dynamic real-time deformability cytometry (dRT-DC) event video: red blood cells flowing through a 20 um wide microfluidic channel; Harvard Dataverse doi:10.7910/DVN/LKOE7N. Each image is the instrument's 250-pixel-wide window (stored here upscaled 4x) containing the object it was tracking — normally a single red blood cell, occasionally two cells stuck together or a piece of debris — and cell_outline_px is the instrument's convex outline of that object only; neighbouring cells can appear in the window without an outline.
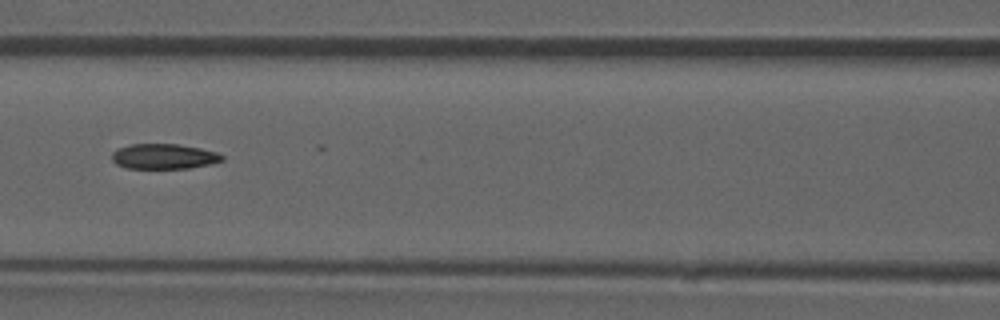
{"species": "common noctule bat (a hibernating species)", "species_latin": "Nyctalus noctula", "temperature_condition": "room temperature", "stored_images_in_passage": 13, "camera_frame_rate_fps": 3000, "um_per_image_px": 0.085, "animal": {"sex": "male", "forearm_length_mm": 52.5}, "frame": {"image": 1, "passage_image": 9, "time_ms": 2.667, "image_size_px": [1000, 320], "cell_outline_px": [[224, 160], [212, 164], [188, 168], [128, 168], [116, 164], [112, 160], [112, 152], [116, 148], [132, 144], [176, 144], [200, 148], [216, 152], [224, 156]], "centroid_in_image_um": [13.92, 13.29], "position_along_channel_um": 152.7, "area_um2": 16.18}}